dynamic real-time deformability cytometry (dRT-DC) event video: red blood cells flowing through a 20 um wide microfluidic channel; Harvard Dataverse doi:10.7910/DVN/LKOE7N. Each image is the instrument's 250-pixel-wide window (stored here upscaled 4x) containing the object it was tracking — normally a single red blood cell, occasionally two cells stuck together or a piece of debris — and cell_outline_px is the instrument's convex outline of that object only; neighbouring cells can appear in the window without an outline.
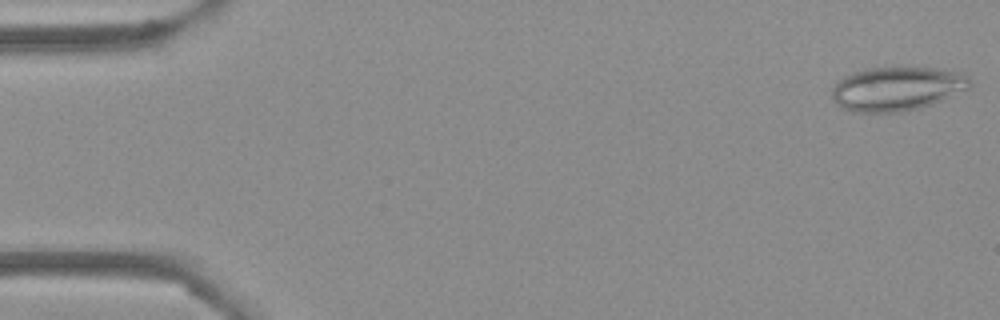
{"species": "Egyptian fruit bat (a non-hibernating species)", "species_latin": "Rousettus aegyptiacus", "temperature_condition": "cold", "stored_images_in_passage": 53, "camera_frame_rate_fps": 3000, "um_per_image_px": 0.085, "frame": {"image": 1, "passage_image": 1, "time_ms": 0.0, "image_size_px": [1000, 320], "cell_outline_px": [[972, 84], [968, 88], [940, 100], [920, 108], [900, 112], [852, 112], [836, 104], [832, 96], [832, 88], [836, 80], [852, 72], [868, 68], [896, 64], [936, 68], [956, 72], [968, 76]], "centroid_in_image_um": [76.18, 7.49], "position_along_channel_um": 8.8, "area_um2": 36.07}}
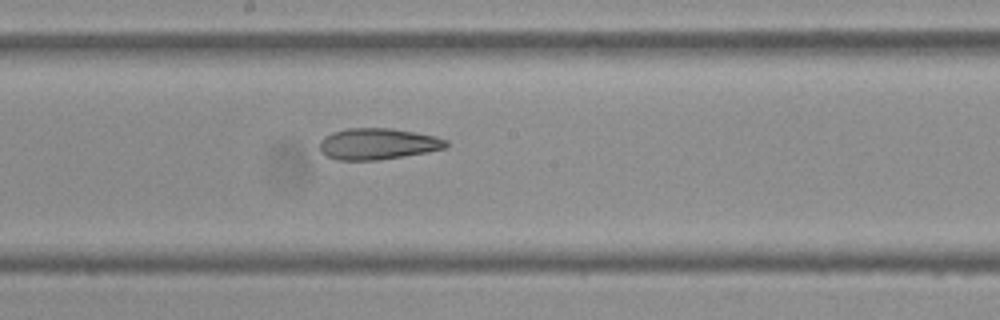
{"frame": {"image": 2, "passage_image": 28, "time_ms": 9.0, "image_size_px": [1000, 320], "cell_outline_px": [[448, 148], [428, 152], [376, 160], [336, 160], [320, 152], [320, 140], [324, 136], [332, 132], [348, 128], [392, 128], [436, 136], [448, 140]], "centroid_in_image_um": [32.12, 12.22], "position_along_channel_um": 216.1, "area_um2": 23.18}}
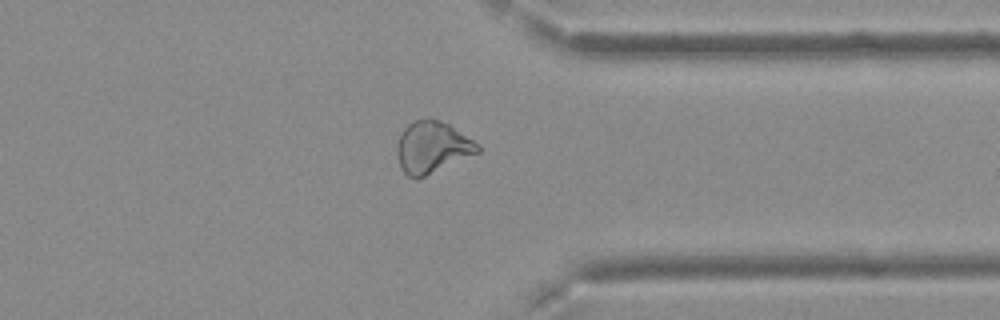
{"frame": {"image": 3, "passage_image": 41, "time_ms": 13.333, "image_size_px": [1000, 320], "cell_outline_px": [[480, 152], [416, 180], [408, 176], [400, 168], [396, 152], [396, 148], [400, 132], [412, 120], [428, 116], [440, 120], [448, 124], [480, 144]], "centroid_in_image_um": [36.71, 12.49], "position_along_channel_um": 374.7, "area_um2": 24.74}, "authors_computed_cell_mechanics": {"area_um2": 25.8366, "velocity_mm_per_s": 3.7565, "shape_relaxation_time_tau1_ms": null, "shape_relaxation_time_tau2_ms": 3.5411, "deformation_change_tau1": null, "deformation_change_tau2": 0.1185}}